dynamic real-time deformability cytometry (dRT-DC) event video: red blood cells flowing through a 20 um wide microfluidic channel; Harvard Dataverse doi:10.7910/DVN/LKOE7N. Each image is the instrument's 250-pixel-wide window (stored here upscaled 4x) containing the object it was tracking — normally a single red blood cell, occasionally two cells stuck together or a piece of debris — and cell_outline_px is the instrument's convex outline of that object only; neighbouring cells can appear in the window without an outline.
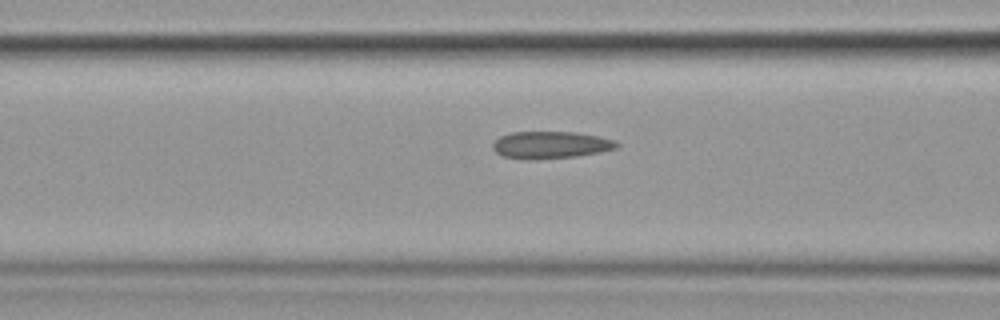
{"species": "common noctule bat (a hibernating species)", "species_latin": "Nyctalus noctula", "temperature_condition": "cold", "stored_images_in_passage": 7, "camera_frame_rate_fps": 3000, "um_per_image_px": 0.085, "animal": {"sex": "female", "body_mass_g": 19.9}, "frame": {"image": 1, "passage_image": 7, "time_ms": 8.0, "image_size_px": [1000, 320], "cell_outline_px": [[620, 144], [616, 148], [600, 152], [576, 156], [528, 160], [504, 156], [496, 152], [492, 148], [492, 144], [500, 136], [512, 132], [576, 132], [596, 136], [612, 140]], "centroid_in_image_um": [46.77, 12.32], "position_along_channel_um": 119.8, "area_um2": 19.42}}